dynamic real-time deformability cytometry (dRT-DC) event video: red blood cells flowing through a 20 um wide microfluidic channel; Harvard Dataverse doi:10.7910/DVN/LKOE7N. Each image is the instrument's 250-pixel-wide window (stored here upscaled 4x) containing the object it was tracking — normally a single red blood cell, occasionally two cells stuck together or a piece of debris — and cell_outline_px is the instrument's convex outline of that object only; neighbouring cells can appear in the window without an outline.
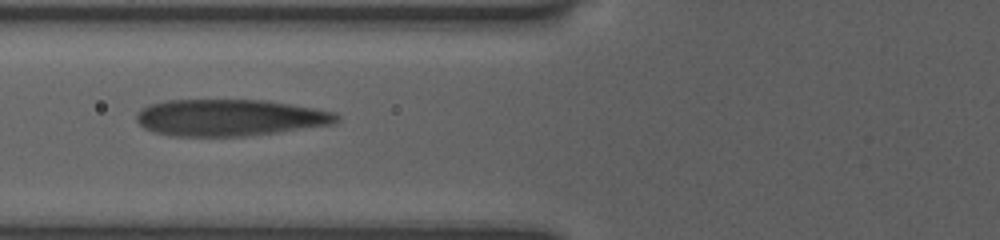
{"species": "human", "species_latin": "Homo sapiens", "temperature_condition": "room temperature", "stored_images_in_passage": 14, "camera_frame_rate_fps": 3000, "um_per_image_px": 0.085, "donor": {"sex": "female"}, "frame": {"image": 1, "passage_image": 10, "time_ms": 7.0, "image_size_px": [1000, 240], "cell_outline_px": [[340, 120], [332, 124], [276, 132], [244, 136], [176, 136], [156, 132], [144, 128], [136, 120], [136, 116], [148, 104], [164, 100], [264, 100], [312, 108], [332, 112], [340, 116]], "centroid_in_image_um": [19.5, 9.99], "position_along_channel_um": 106.3, "area_um2": 42.31}}
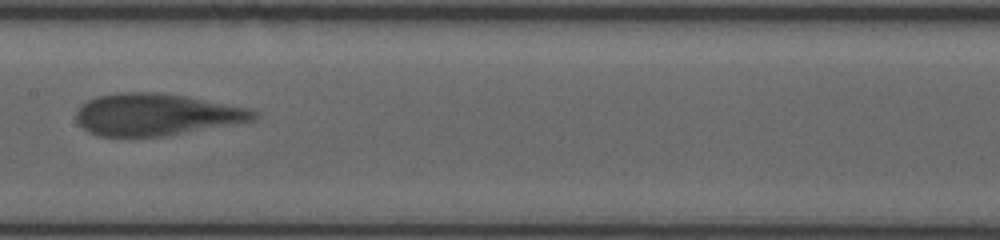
{"frame": {"image": 2, "passage_image": 13, "time_ms": 9.333, "image_size_px": [1000, 240], "cell_outline_px": [[256, 120], [164, 136], [100, 136], [88, 132], [76, 120], [76, 112], [88, 100], [96, 96], [116, 92], [156, 92], [184, 96], [248, 108], [256, 112]], "centroid_in_image_um": [13.25, 9.73], "position_along_channel_um": 194.2, "area_um2": 42.95}}